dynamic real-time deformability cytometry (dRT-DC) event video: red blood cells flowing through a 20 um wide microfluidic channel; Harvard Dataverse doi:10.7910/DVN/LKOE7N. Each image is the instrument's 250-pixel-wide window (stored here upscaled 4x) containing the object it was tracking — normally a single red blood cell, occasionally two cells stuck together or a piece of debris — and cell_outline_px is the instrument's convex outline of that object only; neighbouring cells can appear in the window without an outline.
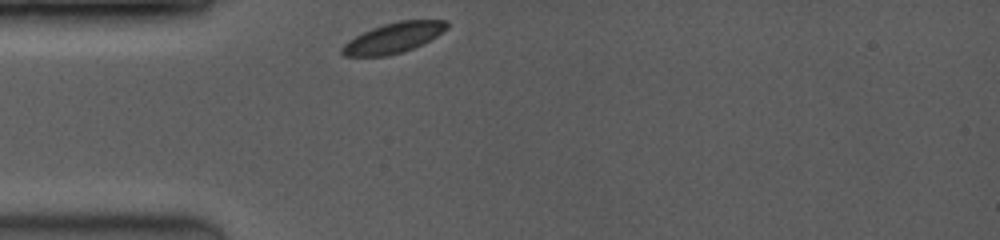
{"species": "common noctule bat (a hibernating species)", "species_latin": "Nyctalus noctula", "temperature_condition": "room temperature", "stored_images_in_passage": 14, "camera_frame_rate_fps": 3500, "um_per_image_px": 0.085, "animal": {"sex": "female", "body_mass_g": 19.0, "forearm_length_mm": 53.3}, "frame": {"image": 1, "passage_image": 1, "time_ms": 0.0, "image_size_px": [1000, 240], "cell_outline_px": [[448, 28], [436, 36], [412, 48], [400, 52], [384, 56], [344, 56], [340, 52], [340, 48], [348, 40], [372, 28], [384, 24], [400, 20], [448, 20]], "centroid_in_image_um": [33.42, 3.21], "position_along_channel_um": 51.6, "area_um2": 18.21}}
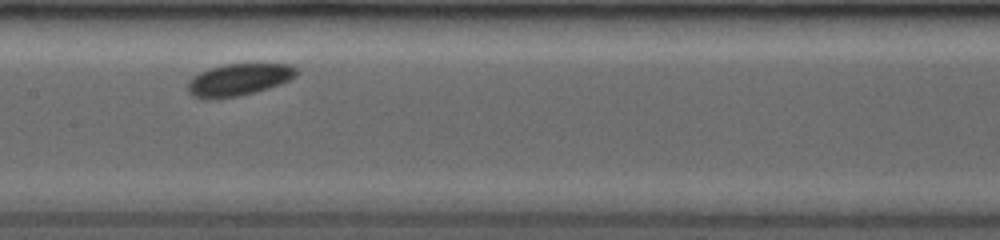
{"frame": {"image": 2, "passage_image": 8, "time_ms": 3.714, "image_size_px": [1000, 240], "cell_outline_px": [[300, 72], [296, 76], [280, 84], [268, 88], [236, 96], [204, 100], [192, 96], [188, 92], [188, 80], [192, 76], [208, 68], [224, 64], [292, 64], [300, 68]], "centroid_in_image_um": [20.29, 6.76], "position_along_channel_um": 187.1, "area_um2": 20.52}}
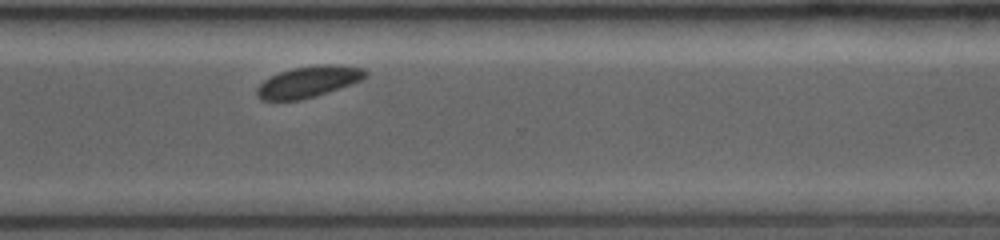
{"frame": {"image": 3, "passage_image": 14, "time_ms": 7.714, "image_size_px": [1000, 240], "cell_outline_px": [[368, 76], [360, 80], [328, 92], [316, 96], [300, 100], [260, 100], [256, 96], [256, 88], [264, 80], [280, 72], [292, 68], [316, 64], [336, 64], [364, 68], [368, 72]], "centroid_in_image_um": [26.22, 6.94], "position_along_channel_um": 344.4, "area_um2": 19.83}}